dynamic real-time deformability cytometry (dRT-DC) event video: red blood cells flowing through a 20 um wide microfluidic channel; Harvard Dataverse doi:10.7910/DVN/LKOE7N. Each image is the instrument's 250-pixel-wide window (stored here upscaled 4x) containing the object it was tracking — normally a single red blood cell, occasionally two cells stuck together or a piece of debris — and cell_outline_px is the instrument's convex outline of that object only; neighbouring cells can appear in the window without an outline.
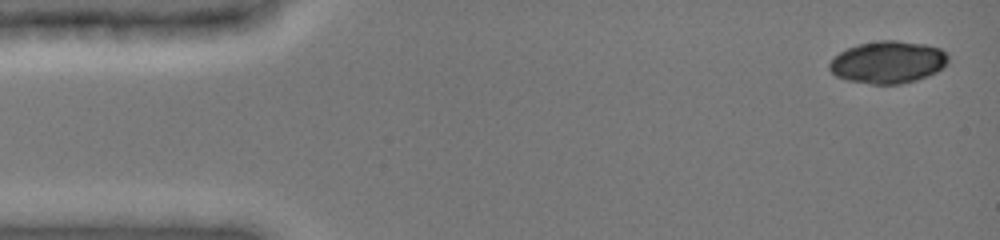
{"species": "common noctule bat (a hibernating species)", "species_latin": "Nyctalus noctula", "temperature_condition": "cold", "stored_images_in_passage": 7, "camera_frame_rate_fps": 3000, "um_per_image_px": 0.085, "animal": {"sex": "female", "body_mass_g": 19.0, "forearm_length_mm": 51.5}, "frame": {"image": 1, "passage_image": 1, "time_ms": 0.0, "image_size_px": [1000, 240], "cell_outline_px": [[948, 64], [944, 68], [928, 76], [916, 80], [900, 84], [872, 84], [848, 80], [836, 76], [828, 68], [828, 64], [840, 52], [856, 44], [880, 40], [896, 40], [924, 44], [940, 48], [948, 56]], "centroid_in_image_um": [75.49, 5.28], "position_along_channel_um": 9.5, "area_um2": 29.3}}